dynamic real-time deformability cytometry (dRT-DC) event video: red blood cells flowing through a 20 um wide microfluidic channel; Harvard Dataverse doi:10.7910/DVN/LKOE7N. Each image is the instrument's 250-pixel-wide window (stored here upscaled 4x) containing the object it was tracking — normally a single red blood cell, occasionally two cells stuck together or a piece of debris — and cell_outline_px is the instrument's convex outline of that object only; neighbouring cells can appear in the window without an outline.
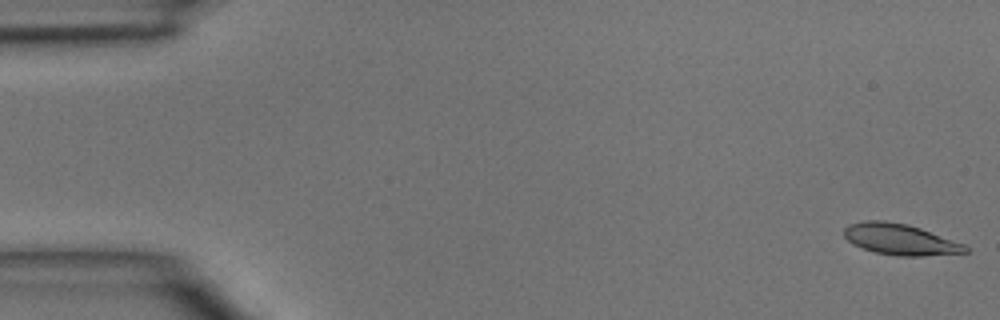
{"species": "common noctule bat (a hibernating species)", "species_latin": "Nyctalus noctula", "temperature_condition": "room temperature", "stored_images_in_passage": 43, "camera_frame_rate_fps": 3000, "um_per_image_px": 0.085, "animal": {"sex": "male", "body_mass_g": 15.6}, "frame": {"image": 1, "passage_image": 1, "time_ms": 0.0, "image_size_px": [1000, 320], "cell_outline_px": [[968, 252], [924, 256], [896, 256], [876, 252], [852, 244], [844, 236], [844, 228], [848, 224], [864, 220], [884, 220], [908, 224], [920, 228], [964, 244], [968, 248]], "centroid_in_image_um": [76.49, 20.34], "position_along_channel_um": 8.5, "area_um2": 21.91}}
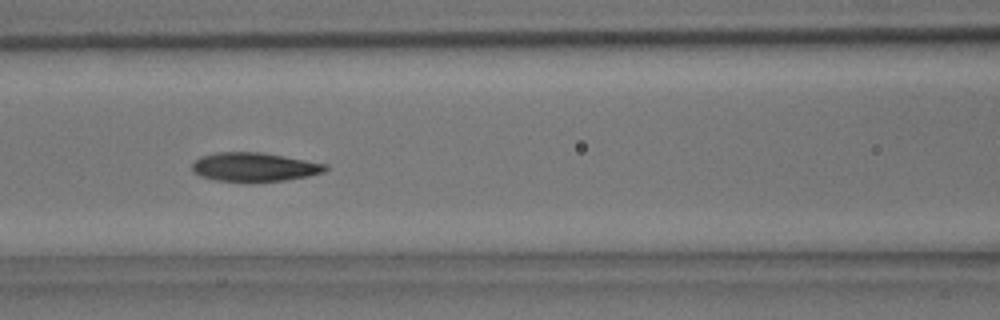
{"frame": {"image": 2, "passage_image": 20, "time_ms": 6.333, "image_size_px": [1000, 320], "cell_outline_px": [[328, 168], [324, 172], [308, 176], [284, 180], [216, 180], [200, 176], [192, 172], [192, 164], [200, 156], [216, 152], [260, 152], [284, 156], [328, 164]], "centroid_in_image_um": [21.61, 14.17], "position_along_channel_um": 145.0, "area_um2": 22.02}}
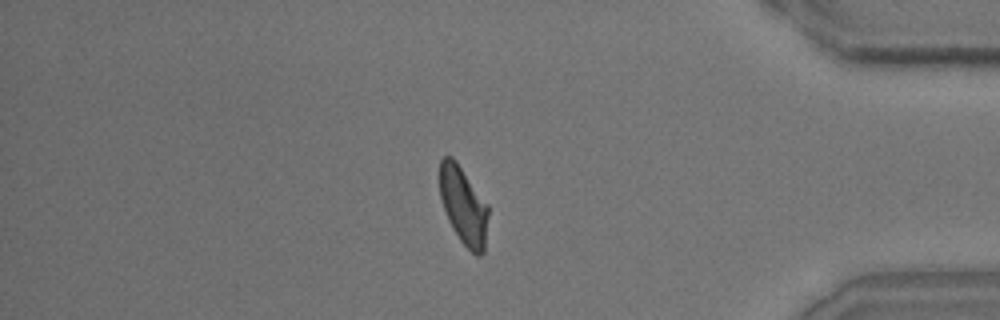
{"frame": {"image": 3, "passage_image": 40, "time_ms": 13.0, "image_size_px": [1000, 320], "cell_outline_px": [[488, 216], [484, 252], [480, 256], [476, 256], [460, 240], [452, 228], [448, 220], [440, 196], [440, 160], [444, 156], [452, 156], [456, 160], [488, 204]], "centroid_in_image_um": [39.4, 17.47], "position_along_channel_um": 395.8, "area_um2": 21.96}}